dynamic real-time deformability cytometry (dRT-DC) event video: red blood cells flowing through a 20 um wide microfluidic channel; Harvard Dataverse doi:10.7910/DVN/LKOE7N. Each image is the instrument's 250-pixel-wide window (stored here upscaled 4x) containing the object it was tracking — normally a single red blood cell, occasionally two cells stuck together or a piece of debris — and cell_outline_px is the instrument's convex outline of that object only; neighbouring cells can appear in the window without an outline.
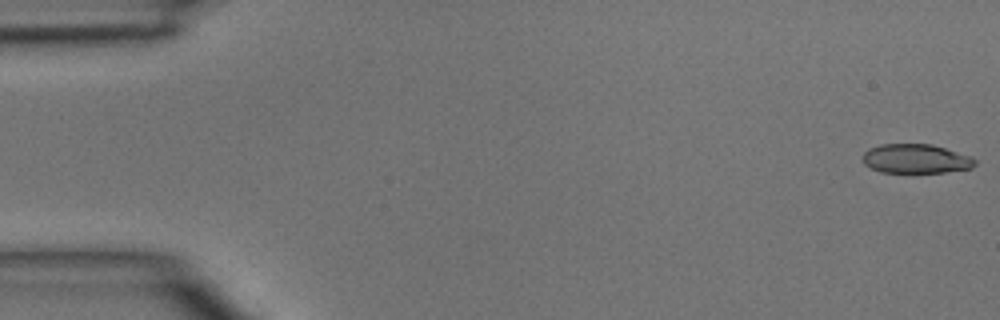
{"species": "common noctule bat (a hibernating species)", "species_latin": "Nyctalus noctula", "temperature_condition": "room temperature", "stored_images_in_passage": 11, "camera_frame_rate_fps": 3000, "um_per_image_px": 0.085, "animal": {"sex": "male", "body_mass_g": 15.6}, "frame": {"image": 1, "passage_image": 1, "time_ms": 0.0, "image_size_px": [1000, 320], "cell_outline_px": [[976, 164], [972, 168], [944, 172], [880, 172], [864, 164], [864, 152], [868, 148], [880, 144], [932, 144], [972, 156], [976, 160]], "centroid_in_image_um": [77.87, 13.48], "position_along_channel_um": 7.1, "area_um2": 19.13}}